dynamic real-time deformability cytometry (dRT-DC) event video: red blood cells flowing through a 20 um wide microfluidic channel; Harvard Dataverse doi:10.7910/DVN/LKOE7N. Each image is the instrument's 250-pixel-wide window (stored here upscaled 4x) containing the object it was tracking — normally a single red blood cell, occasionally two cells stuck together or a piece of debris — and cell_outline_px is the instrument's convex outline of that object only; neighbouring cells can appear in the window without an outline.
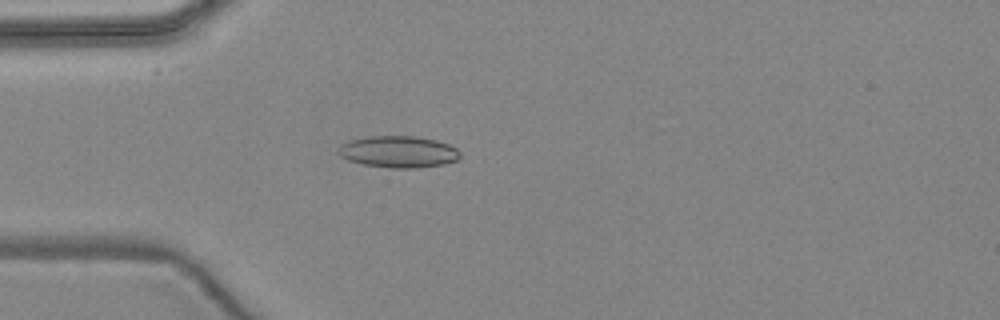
{"species": "common noctule bat (a hibernating species)", "species_latin": "Nyctalus noctula", "temperature_condition": "warm", "stored_images_in_passage": 3, "camera_frame_rate_fps": 3000, "um_per_image_px": 0.085, "animal": {"sex": "female", "body_mass_g": 24.6, "forearm_length_mm": 56.2}, "frame": {"image": 1, "passage_image": 3, "time_ms": 3.333, "image_size_px": [1000, 320], "cell_outline_px": [[460, 156], [456, 160], [444, 164], [416, 168], [392, 168], [364, 164], [348, 160], [340, 156], [336, 152], [336, 148], [340, 144], [348, 140], [372, 136], [416, 136], [436, 140], [448, 144], [456, 148], [460, 152]], "centroid_in_image_um": [33.82, 12.89], "position_along_channel_um": 51.2, "area_um2": 22.6}}